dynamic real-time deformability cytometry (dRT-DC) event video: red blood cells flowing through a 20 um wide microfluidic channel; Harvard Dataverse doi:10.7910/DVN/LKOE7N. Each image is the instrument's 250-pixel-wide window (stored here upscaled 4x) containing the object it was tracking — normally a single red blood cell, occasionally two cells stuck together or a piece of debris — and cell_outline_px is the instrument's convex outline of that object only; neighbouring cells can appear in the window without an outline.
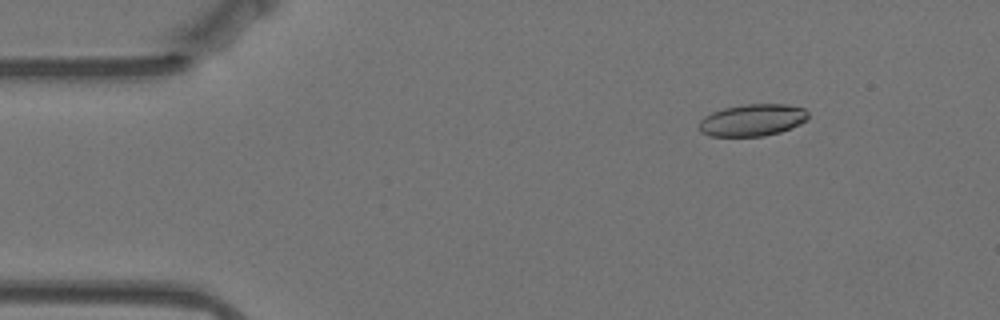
{"species": "Egyptian fruit bat (a non-hibernating species)", "species_latin": "Rousettus aegyptiacus", "temperature_condition": "warm", "stored_images_in_passage": 53, "camera_frame_rate_fps": 3000, "um_per_image_px": 0.085, "animal": {"sex": "female"}, "frame": {"image": 1, "passage_image": 5, "time_ms": 1.333, "image_size_px": [1000, 320], "cell_outline_px": [[808, 120], [800, 124], [780, 132], [764, 136], [708, 136], [700, 132], [700, 120], [704, 116], [712, 112], [724, 108], [748, 104], [788, 104], [804, 108], [808, 112]], "centroid_in_image_um": [63.97, 10.21], "position_along_channel_um": 21.0, "area_um2": 20.4}}
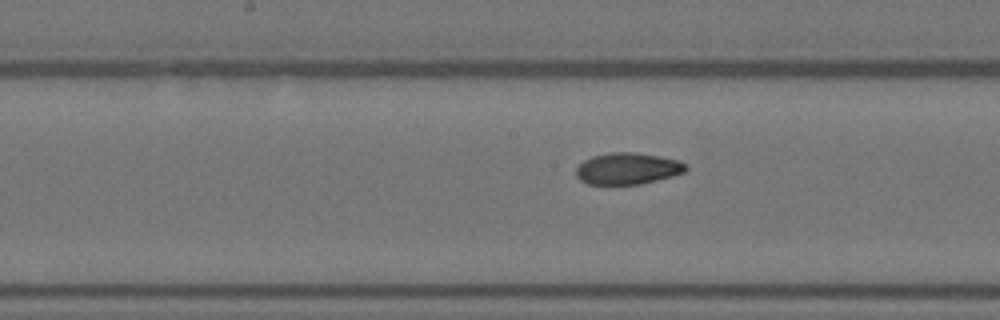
{"frame": {"image": 2, "passage_image": 26, "time_ms": 8.333, "image_size_px": [1000, 320], "cell_outline_px": [[688, 168], [684, 172], [672, 176], [640, 184], [588, 184], [580, 180], [576, 176], [576, 168], [584, 160], [592, 156], [612, 152], [632, 152], [660, 156], [676, 160], [684, 164]], "centroid_in_image_um": [53.31, 14.33], "position_along_channel_um": 194.9, "area_um2": 20.0}}
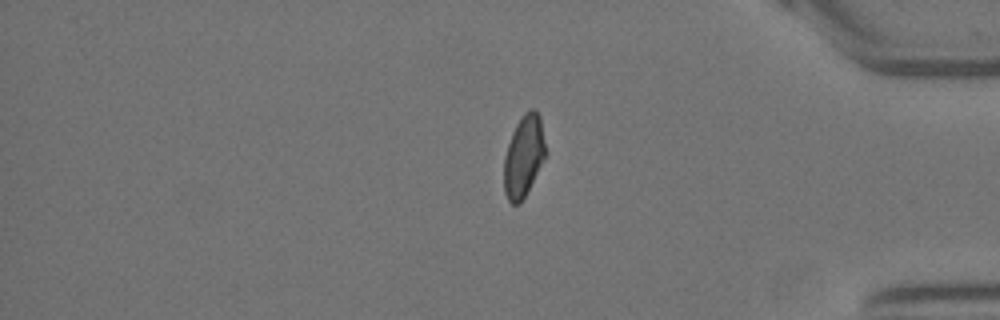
{"frame": {"image": 3, "passage_image": 45, "time_ms": 14.667, "image_size_px": [1000, 320], "cell_outline_px": [[548, 152], [520, 204], [512, 204], [508, 200], [504, 192], [504, 156], [512, 132], [516, 124], [524, 112], [528, 108], [536, 108], [540, 116]], "centroid_in_image_um": [44.53, 13.22], "position_along_channel_um": 390.7, "area_um2": 20.06}, "authors_computed_cell_mechanics": {"area_um2": 20.4034, "velocity_mm_per_s": 3.5315, "shape_relaxation_time_tau1_ms": 7.4603, "shape_relaxation_time_tau2_ms": 2.2615, "deformation_change_tau1": 0.1833, "deformation_change_tau2": 0.0708}}